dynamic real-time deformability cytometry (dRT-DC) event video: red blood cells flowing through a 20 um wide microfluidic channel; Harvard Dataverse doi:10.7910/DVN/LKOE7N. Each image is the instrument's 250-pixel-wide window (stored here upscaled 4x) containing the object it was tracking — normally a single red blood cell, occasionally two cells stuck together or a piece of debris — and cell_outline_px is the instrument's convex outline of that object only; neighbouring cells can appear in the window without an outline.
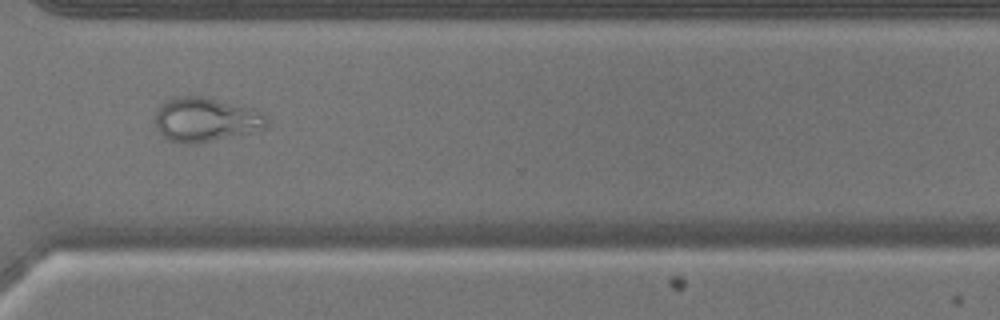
{"species": "common noctule bat (a hibernating species)", "species_latin": "Nyctalus noctula", "temperature_condition": "warm", "stored_images_in_passage": 44, "camera_frame_rate_fps": 3000, "um_per_image_px": 0.085, "animal": {"sex": "male", "body_mass_g": 17.9}, "frame": {"image": 1, "passage_image": 32, "time_ms": 10.333, "image_size_px": [1000, 320], "cell_outline_px": [[268, 124], [264, 128], [252, 132], [196, 144], [184, 144], [168, 140], [156, 128], [156, 108], [168, 100], [176, 96], [200, 96], [252, 108], [268, 116]], "centroid_in_image_um": [17.48, 10.18], "position_along_channel_um": 353.1, "area_um2": 28.67}}
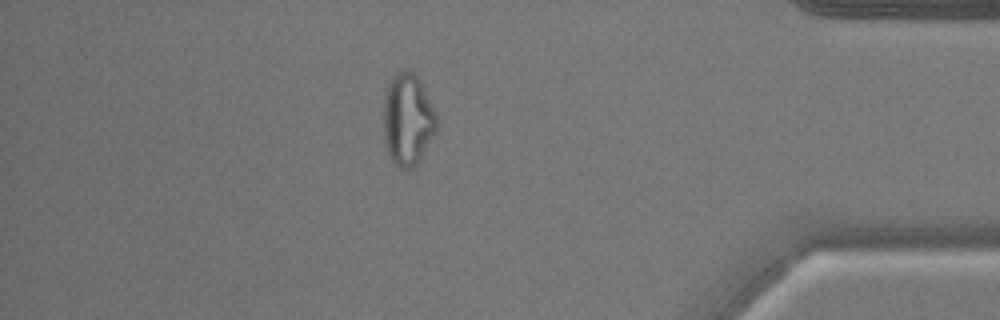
{"frame": {"image": 2, "passage_image": 38, "time_ms": 12.333, "image_size_px": [1000, 320], "cell_outline_px": [[440, 124], [436, 132], [416, 164], [412, 168], [400, 168], [392, 160], [384, 144], [384, 96], [388, 84], [392, 76], [396, 72], [404, 68], [408, 68], [420, 80], [440, 120]], "centroid_in_image_um": [34.67, 10.12], "position_along_channel_um": 400.5, "area_um2": 28.78}}